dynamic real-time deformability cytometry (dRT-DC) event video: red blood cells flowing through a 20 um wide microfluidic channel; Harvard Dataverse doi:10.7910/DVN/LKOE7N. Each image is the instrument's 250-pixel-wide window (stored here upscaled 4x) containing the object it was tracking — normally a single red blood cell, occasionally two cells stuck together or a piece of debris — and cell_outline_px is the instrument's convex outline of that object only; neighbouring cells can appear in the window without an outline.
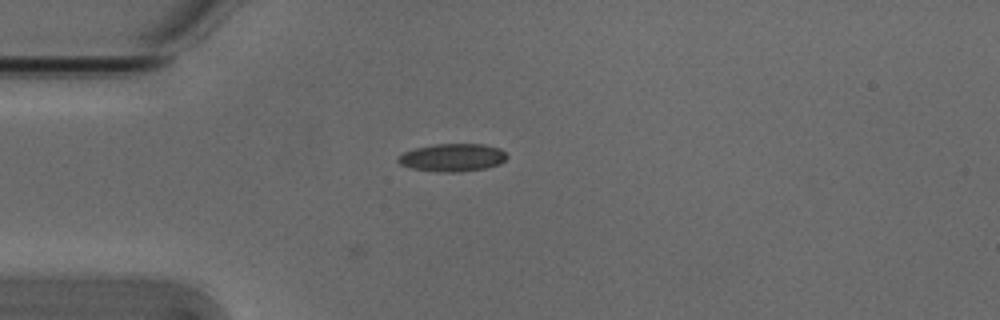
{"species": "Egyptian fruit bat (a non-hibernating species)", "species_latin": "Rousettus aegyptiacus", "temperature_condition": "cold", "stored_images_in_passage": 4, "camera_frame_rate_fps": 3000, "um_per_image_px": 0.085, "animal": {"sex": "male"}, "frame": {"image": 1, "passage_image": 1, "time_ms": 0.0, "image_size_px": [1000, 320], "cell_outline_px": [[508, 156], [500, 164], [484, 168], [460, 172], [436, 172], [412, 168], [400, 164], [396, 160], [404, 152], [416, 148], [436, 144], [484, 144], [500, 148]], "centroid_in_image_um": [38.47, 13.39], "position_along_channel_um": 46.5, "area_um2": 17.57}}